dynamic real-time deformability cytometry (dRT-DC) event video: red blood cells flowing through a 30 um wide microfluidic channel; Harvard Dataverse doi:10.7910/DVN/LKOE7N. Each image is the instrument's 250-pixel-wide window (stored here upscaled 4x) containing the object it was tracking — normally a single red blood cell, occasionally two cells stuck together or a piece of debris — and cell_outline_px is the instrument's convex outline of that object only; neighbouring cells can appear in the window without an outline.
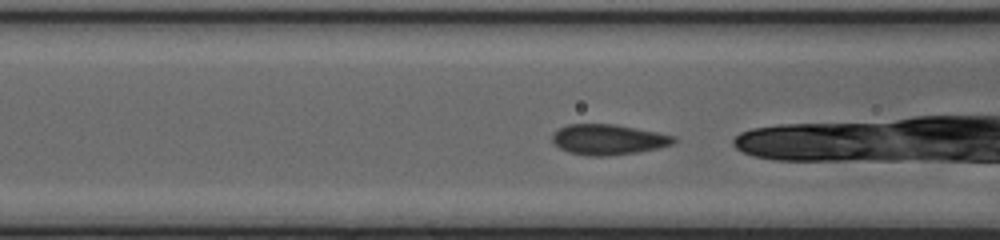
{"species": "common noctule bat (a hibernating species)", "species_latin": "Nyctalus noctula", "temperature_condition": "cold", "stored_images_in_passage": 28, "camera_frame_rate_fps": 3000, "um_per_image_px": 0.085, "animal": {"sex": "female", "body_mass_g": 20.0, "forearm_length_mm": 54.0}, "frame": {"image": 1, "passage_image": 6, "time_ms": 1.667, "image_size_px": [1000, 240], "cell_outline_px": [[676, 140], [672, 144], [660, 148], [636, 152], [608, 156], [588, 156], [568, 152], [560, 148], [552, 140], [552, 132], [568, 124], [616, 124], [676, 136]], "centroid_in_image_um": [51.7, 11.86], "position_along_channel_um": 114.9, "area_um2": 21.56}}
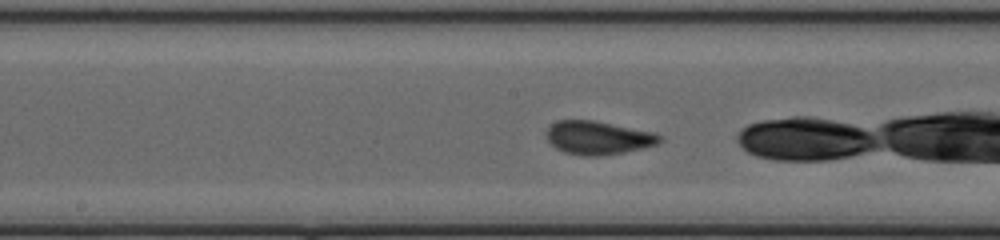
{"frame": {"image": 2, "passage_image": 12, "time_ms": 3.667, "image_size_px": [1000, 240], "cell_outline_px": [[664, 140], [656, 144], [624, 152], [596, 156], [584, 156], [564, 152], [556, 148], [544, 136], [548, 128], [556, 120], [592, 120], [656, 132], [664, 136]], "centroid_in_image_um": [50.85, 11.7], "position_along_channel_um": 197.4, "area_um2": 22.14}}
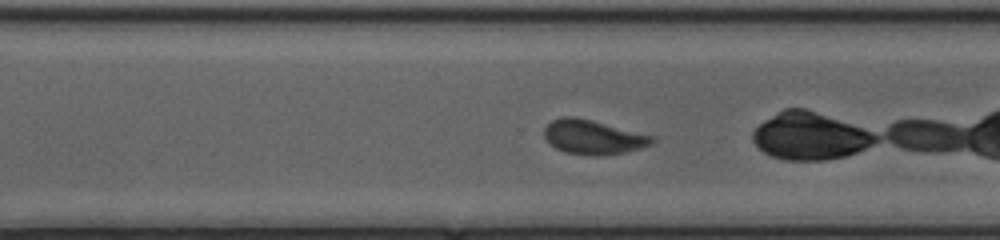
{"frame": {"image": 3, "passage_image": 21, "time_ms": 6.667, "image_size_px": [1000, 240], "cell_outline_px": [[656, 140], [652, 144], [640, 148], [624, 152], [600, 156], [592, 156], [564, 152], [556, 148], [544, 136], [544, 128], [552, 120], [560, 116], [576, 116], [656, 136]], "centroid_in_image_um": [50.44, 11.64], "position_along_channel_um": 320.2, "area_um2": 21.73}, "authors_computed_cell_mechanics": {"area_um2": 21.7906, "velocity_mm_per_s": 4.1046, "shape_relaxation_time_tau1_ms": 2.7304, "shape_relaxation_time_tau2_ms": null, "deformation_change_tau1": 0.0798, "deformation_change_tau2": null}}